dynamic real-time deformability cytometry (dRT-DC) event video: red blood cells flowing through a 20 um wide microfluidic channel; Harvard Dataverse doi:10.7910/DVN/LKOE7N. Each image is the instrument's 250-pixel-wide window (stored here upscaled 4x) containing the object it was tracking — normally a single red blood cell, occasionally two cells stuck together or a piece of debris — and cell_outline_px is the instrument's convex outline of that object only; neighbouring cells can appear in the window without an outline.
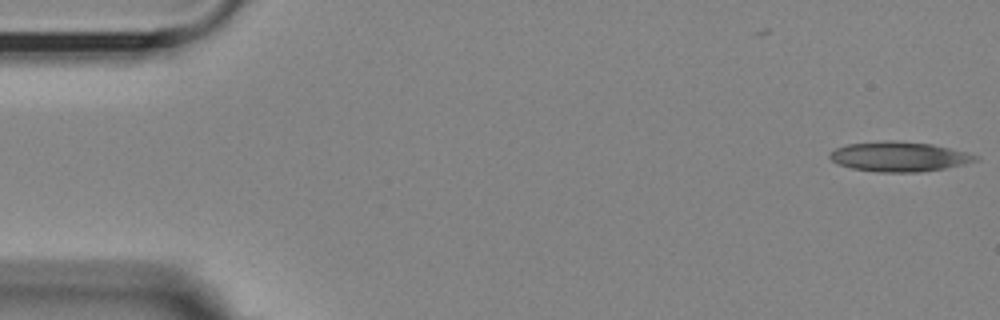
{"species": "Egyptian fruit bat (a non-hibernating species)", "species_latin": "Rousettus aegyptiacus", "temperature_condition": "room temperature", "stored_images_in_passage": 54, "camera_frame_rate_fps": 3000, "um_per_image_px": 0.085, "animal": {"sex": "female"}, "frame": {"image": 1, "passage_image": 1, "time_ms": 0.0, "image_size_px": [1000, 320], "cell_outline_px": [[980, 160], [964, 164], [944, 168], [920, 172], [876, 172], [852, 168], [840, 164], [832, 160], [828, 156], [836, 148], [848, 144], [888, 140], [892, 140], [932, 144], [980, 156]], "centroid_in_image_um": [76.44, 13.31], "position_along_channel_um": 8.6, "area_um2": 25.09}}
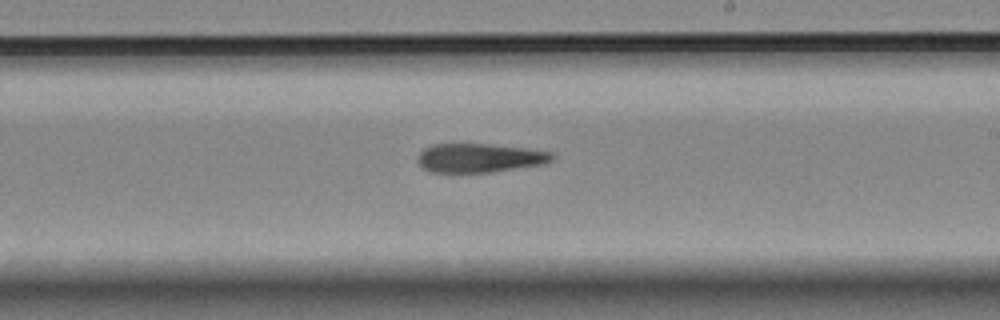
{"frame": {"image": 2, "passage_image": 31, "time_ms": 10.0, "image_size_px": [1000, 320], "cell_outline_px": [[556, 156], [552, 160], [544, 164], [492, 172], [432, 172], [424, 168], [416, 160], [416, 156], [424, 148], [432, 144], [488, 144], [528, 148], [552, 152]], "centroid_in_image_um": [40.78, 13.42], "position_along_channel_um": 248.2, "area_um2": 22.77}}
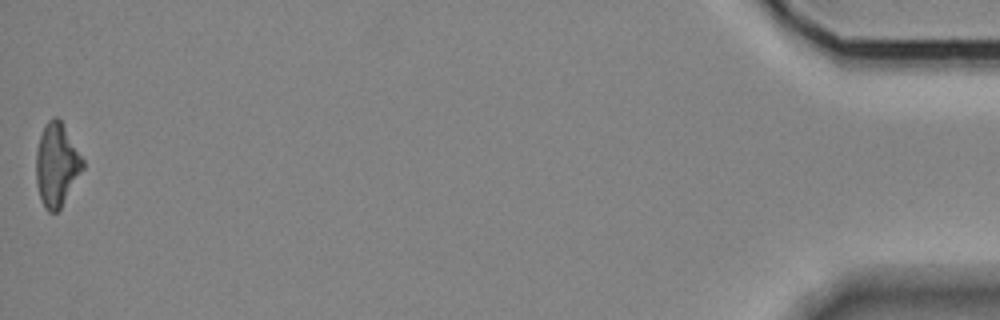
{"frame": {"image": 3, "passage_image": 54, "time_ms": 17.667, "image_size_px": [1000, 320], "cell_outline_px": [[84, 168], [60, 208], [56, 212], [48, 212], [40, 196], [36, 184], [36, 148], [44, 124], [52, 116], [56, 116], [60, 120], [84, 160]], "centroid_in_image_um": [4.8, 13.98], "position_along_channel_um": 430.4, "area_um2": 22.37}}